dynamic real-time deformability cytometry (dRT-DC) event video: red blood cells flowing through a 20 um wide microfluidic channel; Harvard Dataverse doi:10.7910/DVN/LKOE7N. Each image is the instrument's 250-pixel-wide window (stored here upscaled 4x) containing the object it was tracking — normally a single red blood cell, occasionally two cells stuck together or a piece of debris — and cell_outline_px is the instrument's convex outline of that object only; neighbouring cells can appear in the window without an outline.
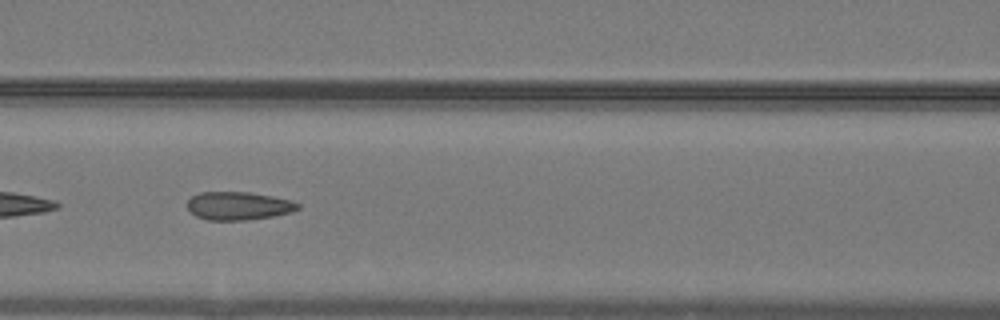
{"species": "common noctule bat (a hibernating species)", "species_latin": "Nyctalus noctula", "temperature_condition": "warm", "stored_images_in_passage": 50, "camera_frame_rate_fps": 3000, "um_per_image_px": 0.085, "animal": {"sex": "male", "body_mass_g": 19.2, "forearm_length_mm": 51.8}, "frame": {"image": 1, "passage_image": 22, "time_ms": 7.0, "image_size_px": [1000, 320], "cell_outline_px": [[300, 208], [292, 212], [272, 216], [248, 220], [208, 220], [196, 216], [188, 208], [188, 200], [192, 196], [200, 192], [248, 192], [272, 196], [292, 200], [300, 204]], "centroid_in_image_um": [20.29, 17.49], "position_along_channel_um": 146.3, "area_um2": 18.15}, "authors_computed_cell_mechanics": {"area_um2": 18.5538, "velocity_mm_per_s": 4.0788, "shape_relaxation_time_tau1_ms": null, "shape_relaxation_time_tau2_ms": 1.5102, "deformation_change_tau1": null, "deformation_change_tau2": 0.0853}}